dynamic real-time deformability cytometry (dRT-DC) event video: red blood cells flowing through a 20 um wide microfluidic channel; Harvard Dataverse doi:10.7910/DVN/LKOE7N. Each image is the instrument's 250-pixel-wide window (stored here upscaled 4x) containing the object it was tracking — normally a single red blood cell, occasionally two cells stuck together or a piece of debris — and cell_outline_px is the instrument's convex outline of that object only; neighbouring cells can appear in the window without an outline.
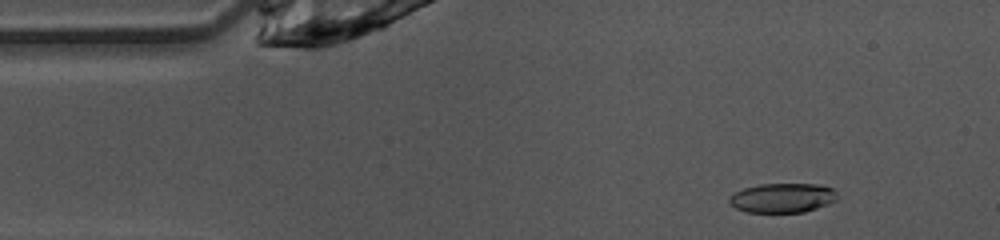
{"species": "common noctule bat (a hibernating species)", "species_latin": "Nyctalus noctula", "temperature_condition": "warm", "stored_images_in_passage": 42, "camera_frame_rate_fps": 3000, "um_per_image_px": 0.085, "animal": {"sex": "female", "body_mass_g": 10.0, "forearm_length_mm": 53.1}, "frame": {"image": 1, "passage_image": 5, "time_ms": 1.333, "image_size_px": [1000, 240], "cell_outline_px": [[836, 200], [828, 204], [804, 212], [748, 212], [736, 208], [728, 204], [728, 196], [744, 188], [760, 184], [820, 184], [832, 188], [836, 192]], "centroid_in_image_um": [66.49, 16.82], "position_along_channel_um": 18.5, "area_um2": 18.55}}
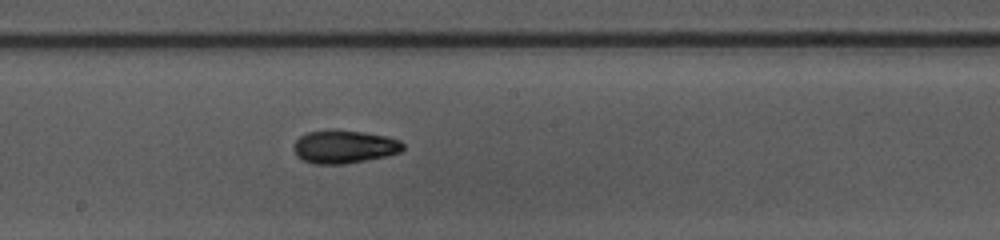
{"frame": {"image": 2, "passage_image": 24, "time_ms": 7.667, "image_size_px": [1000, 240], "cell_outline_px": [[404, 148], [400, 152], [384, 156], [348, 164], [316, 164], [304, 160], [296, 156], [292, 148], [292, 144], [300, 136], [308, 132], [360, 132], [388, 136], [400, 140], [404, 144]], "centroid_in_image_um": [29.26, 12.51], "position_along_channel_um": 218.9, "area_um2": 20.63}}
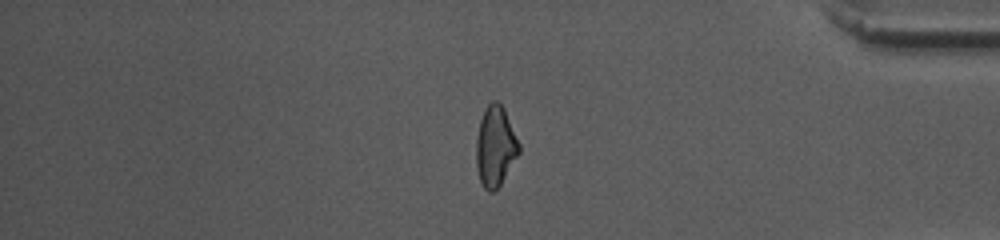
{"frame": {"image": 3, "passage_image": 39, "time_ms": 12.667, "image_size_px": [1000, 240], "cell_outline_px": [[520, 152], [500, 184], [492, 192], [488, 192], [484, 188], [480, 180], [476, 164], [476, 140], [480, 120], [488, 104], [492, 100], [496, 100], [504, 108], [520, 144]], "centroid_in_image_um": [42.1, 12.43], "position_along_channel_um": 393.1, "area_um2": 19.83}, "authors_computed_cell_mechanics": {"area_um2": 20.0277, "velocity_mm_per_s": 4.1195, "shape_relaxation_time_tau1_ms": 5.5488, "shape_relaxation_time_tau2_ms": 11.3852, "deformation_change_tau1": 0.1799, "deformation_change_tau2": 0.1985}}